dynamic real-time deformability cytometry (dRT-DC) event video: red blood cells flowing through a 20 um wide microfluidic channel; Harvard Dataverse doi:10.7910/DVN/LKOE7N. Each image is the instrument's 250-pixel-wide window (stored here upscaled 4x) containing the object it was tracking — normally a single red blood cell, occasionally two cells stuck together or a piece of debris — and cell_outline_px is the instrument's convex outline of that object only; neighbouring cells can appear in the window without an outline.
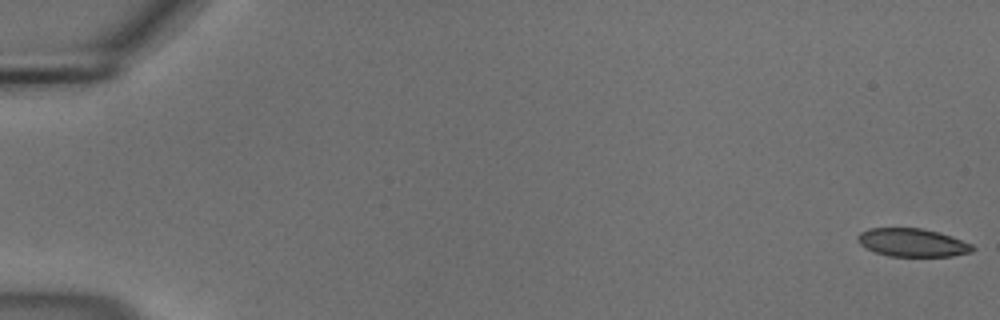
{"species": "common noctule bat (a hibernating species)", "species_latin": "Nyctalus noctula", "temperature_condition": "cold", "stored_images_in_passage": 17, "camera_frame_rate_fps": 3000, "um_per_image_px": 0.085, "animal": {"sex": "male", "body_mass_g": 18.8}, "frame": {"image": 1, "passage_image": 1, "time_ms": 0.0, "image_size_px": [1000, 320], "cell_outline_px": [[976, 248], [972, 252], [952, 256], [888, 256], [864, 248], [856, 240], [856, 236], [860, 232], [868, 228], [920, 228], [940, 232], [952, 236], [972, 244]], "centroid_in_image_um": [77.54, 20.61], "position_along_channel_um": 7.5, "area_um2": 19.07}}